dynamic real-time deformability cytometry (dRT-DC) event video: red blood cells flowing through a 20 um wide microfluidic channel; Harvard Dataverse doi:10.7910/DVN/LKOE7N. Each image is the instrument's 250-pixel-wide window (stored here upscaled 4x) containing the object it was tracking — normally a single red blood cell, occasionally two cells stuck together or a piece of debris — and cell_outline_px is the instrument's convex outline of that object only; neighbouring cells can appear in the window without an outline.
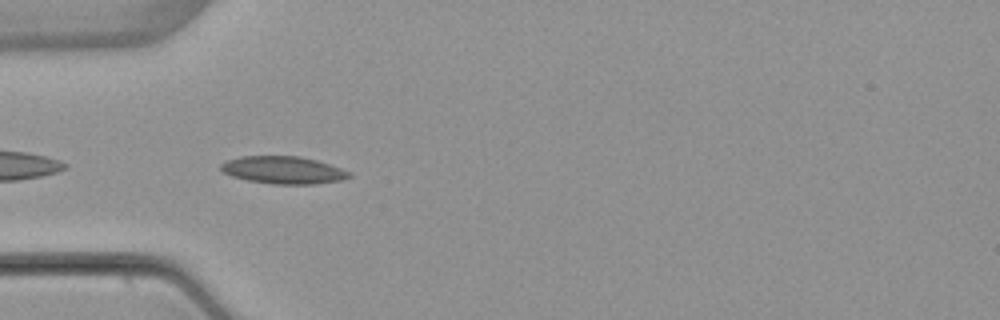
{"species": "common noctule bat (a hibernating species)", "species_latin": "Nyctalus noctula", "temperature_condition": "warm", "stored_images_in_passage": 5, "camera_frame_rate_fps": 3000, "um_per_image_px": 0.085, "animal": {"sex": "female", "body_mass_g": 22.7, "forearm_length_mm": 54.2}, "frame": {"image": 1, "passage_image": 4, "time_ms": 4.333, "image_size_px": [1000, 320], "cell_outline_px": [[352, 176], [340, 180], [312, 184], [272, 184], [248, 180], [232, 176], [224, 172], [220, 168], [220, 164], [228, 160], [240, 156], [300, 156], [316, 160], [352, 172]], "centroid_in_image_um": [24.08, 14.45], "position_along_channel_um": 60.9, "area_um2": 20.4}}
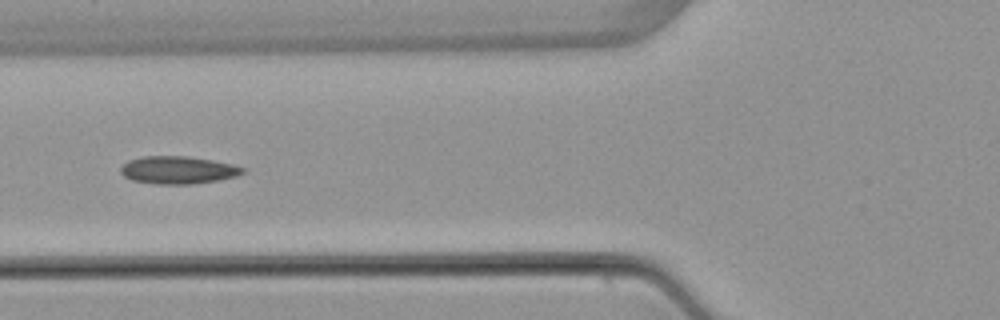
{"frame": {"image": 2, "passage_image": 5, "time_ms": 5.667, "image_size_px": [1000, 320], "cell_outline_px": [[244, 172], [236, 176], [216, 180], [192, 184], [156, 184], [132, 180], [124, 176], [120, 172], [120, 168], [128, 160], [144, 156], [188, 156], [212, 160], [232, 164], [244, 168]], "centroid_in_image_um": [15.1, 14.45], "position_along_channel_um": 110.7, "area_um2": 19.54}}